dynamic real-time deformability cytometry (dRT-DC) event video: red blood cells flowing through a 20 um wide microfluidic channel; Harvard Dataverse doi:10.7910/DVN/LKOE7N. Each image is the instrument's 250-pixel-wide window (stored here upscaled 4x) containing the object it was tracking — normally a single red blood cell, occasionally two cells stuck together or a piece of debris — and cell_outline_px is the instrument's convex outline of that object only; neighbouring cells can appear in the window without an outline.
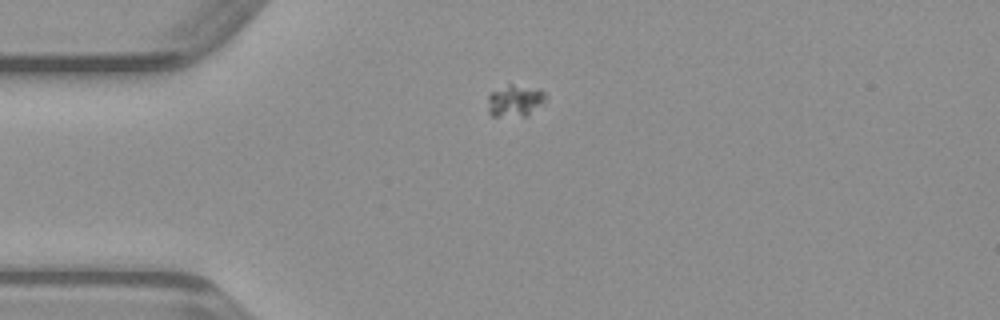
{"species": "common noctule bat (a hibernating species)", "species_latin": "Nyctalus noctula", "temperature_condition": "warm", "stored_images_in_passage": 46, "camera_frame_rate_fps": 3000, "um_per_image_px": 0.085, "animal": {"sex": "male", "body_mass_g": 23.1, "forearm_length_mm": 52.7}, "frame": {"image": 1, "passage_image": 8, "time_ms": 2.333, "image_size_px": [1000, 320], "cell_outline_px": [[544, 100], [528, 116], [492, 116], [488, 112], [488, 96], [492, 92], [508, 84], [512, 84], [540, 88], [544, 92]], "centroid_in_image_um": [43.75, 8.55], "position_along_channel_um": 41.2, "area_um2": 10.64}}
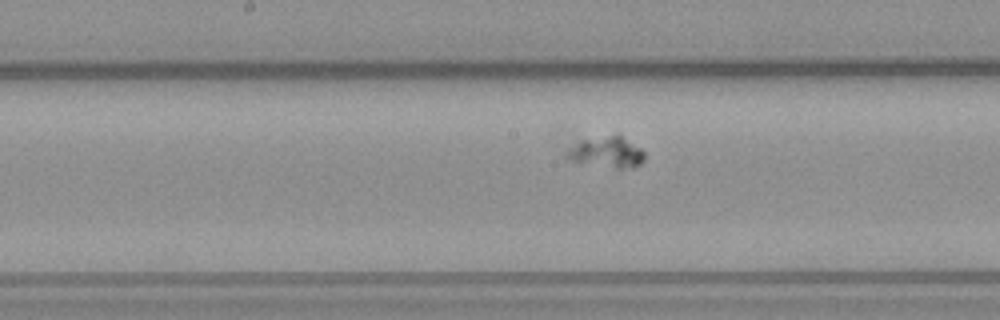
{"frame": {"image": 2, "passage_image": 21, "time_ms": 6.667, "image_size_px": [1000, 320], "cell_outline_px": [[644, 160], [640, 164], [632, 168], [616, 168], [572, 160], [568, 156], [568, 148], [584, 140], [616, 132], [620, 132], [640, 148], [644, 152]], "centroid_in_image_um": [51.68, 12.88], "position_along_channel_um": 196.5, "area_um2": 13.93}}
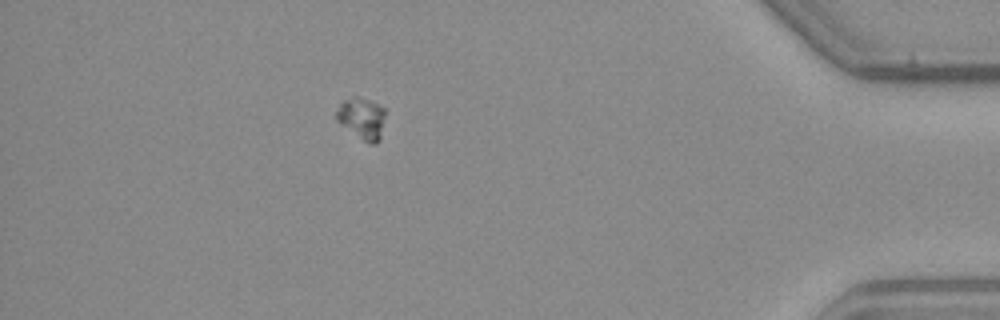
{"frame": {"image": 3, "passage_image": 40, "time_ms": 13.0, "image_size_px": [1000, 320], "cell_outline_px": [[384, 116], [380, 140], [376, 144], [368, 144], [336, 120], [336, 112], [340, 104], [344, 100], [352, 96], [356, 96], [368, 100], [384, 108]], "centroid_in_image_um": [30.76, 10.07], "position_along_channel_um": 404.4, "area_um2": 11.62}}